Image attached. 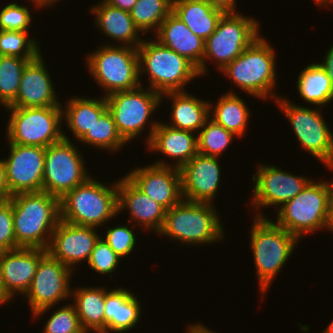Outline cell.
Here are the masks:
<instances>
[{
	"mask_svg": "<svg viewBox=\"0 0 333 333\" xmlns=\"http://www.w3.org/2000/svg\"><path fill=\"white\" fill-rule=\"evenodd\" d=\"M9 199L13 207L16 243L24 248L47 250L61 220L60 199L44 191L19 193Z\"/></svg>",
	"mask_w": 333,
	"mask_h": 333,
	"instance_id": "6da1fadb",
	"label": "cell"
},
{
	"mask_svg": "<svg viewBox=\"0 0 333 333\" xmlns=\"http://www.w3.org/2000/svg\"><path fill=\"white\" fill-rule=\"evenodd\" d=\"M114 184V185H113ZM103 185L89 177L60 199V219L74 225L98 227L118 215V182Z\"/></svg>",
	"mask_w": 333,
	"mask_h": 333,
	"instance_id": "7a4b0ae2",
	"label": "cell"
},
{
	"mask_svg": "<svg viewBox=\"0 0 333 333\" xmlns=\"http://www.w3.org/2000/svg\"><path fill=\"white\" fill-rule=\"evenodd\" d=\"M255 216L250 245L260 284L259 289L263 296L295 250V244L299 239L262 214Z\"/></svg>",
	"mask_w": 333,
	"mask_h": 333,
	"instance_id": "3957f363",
	"label": "cell"
},
{
	"mask_svg": "<svg viewBox=\"0 0 333 333\" xmlns=\"http://www.w3.org/2000/svg\"><path fill=\"white\" fill-rule=\"evenodd\" d=\"M137 50L139 74H149V89L160 95L183 92L185 84L200 76L192 62L158 41L143 40Z\"/></svg>",
	"mask_w": 333,
	"mask_h": 333,
	"instance_id": "277c9868",
	"label": "cell"
},
{
	"mask_svg": "<svg viewBox=\"0 0 333 333\" xmlns=\"http://www.w3.org/2000/svg\"><path fill=\"white\" fill-rule=\"evenodd\" d=\"M213 204L182 200L166 210L163 226L158 233L187 245L211 244L223 239L224 227Z\"/></svg>",
	"mask_w": 333,
	"mask_h": 333,
	"instance_id": "5b68a950",
	"label": "cell"
},
{
	"mask_svg": "<svg viewBox=\"0 0 333 333\" xmlns=\"http://www.w3.org/2000/svg\"><path fill=\"white\" fill-rule=\"evenodd\" d=\"M271 47L262 36L258 37L221 72L246 93L263 100L269 96L276 100L279 96L271 91L276 84V55Z\"/></svg>",
	"mask_w": 333,
	"mask_h": 333,
	"instance_id": "8992f818",
	"label": "cell"
},
{
	"mask_svg": "<svg viewBox=\"0 0 333 333\" xmlns=\"http://www.w3.org/2000/svg\"><path fill=\"white\" fill-rule=\"evenodd\" d=\"M329 206V182L311 180L297 196L278 209L275 223L300 239L317 229H328Z\"/></svg>",
	"mask_w": 333,
	"mask_h": 333,
	"instance_id": "52a82bcc",
	"label": "cell"
},
{
	"mask_svg": "<svg viewBox=\"0 0 333 333\" xmlns=\"http://www.w3.org/2000/svg\"><path fill=\"white\" fill-rule=\"evenodd\" d=\"M87 64L90 74L106 91V96L141 85L137 48L106 44L89 54Z\"/></svg>",
	"mask_w": 333,
	"mask_h": 333,
	"instance_id": "ba28073f",
	"label": "cell"
},
{
	"mask_svg": "<svg viewBox=\"0 0 333 333\" xmlns=\"http://www.w3.org/2000/svg\"><path fill=\"white\" fill-rule=\"evenodd\" d=\"M256 20L236 13H224L215 31L205 40V52L199 74H206V61H217L218 69H224L260 37ZM208 59V60H207Z\"/></svg>",
	"mask_w": 333,
	"mask_h": 333,
	"instance_id": "9c48e42d",
	"label": "cell"
},
{
	"mask_svg": "<svg viewBox=\"0 0 333 333\" xmlns=\"http://www.w3.org/2000/svg\"><path fill=\"white\" fill-rule=\"evenodd\" d=\"M61 107H6L11 115L6 128L8 142L46 148L61 141Z\"/></svg>",
	"mask_w": 333,
	"mask_h": 333,
	"instance_id": "30bf717a",
	"label": "cell"
},
{
	"mask_svg": "<svg viewBox=\"0 0 333 333\" xmlns=\"http://www.w3.org/2000/svg\"><path fill=\"white\" fill-rule=\"evenodd\" d=\"M63 139L45 150L43 191L61 199L89 177L80 150L63 132Z\"/></svg>",
	"mask_w": 333,
	"mask_h": 333,
	"instance_id": "8fae6325",
	"label": "cell"
},
{
	"mask_svg": "<svg viewBox=\"0 0 333 333\" xmlns=\"http://www.w3.org/2000/svg\"><path fill=\"white\" fill-rule=\"evenodd\" d=\"M276 101L290 121L301 147L333 169V133L322 117L321 108L298 106L283 97Z\"/></svg>",
	"mask_w": 333,
	"mask_h": 333,
	"instance_id": "7c38bea8",
	"label": "cell"
},
{
	"mask_svg": "<svg viewBox=\"0 0 333 333\" xmlns=\"http://www.w3.org/2000/svg\"><path fill=\"white\" fill-rule=\"evenodd\" d=\"M105 99L119 134L129 142L142 134L148 118L160 106L163 97L152 89L144 90L141 84L133 90L108 94Z\"/></svg>",
	"mask_w": 333,
	"mask_h": 333,
	"instance_id": "4fadbf2b",
	"label": "cell"
},
{
	"mask_svg": "<svg viewBox=\"0 0 333 333\" xmlns=\"http://www.w3.org/2000/svg\"><path fill=\"white\" fill-rule=\"evenodd\" d=\"M72 271L48 252L40 259L35 276L24 295L28 298L33 317L39 318L59 301L71 296Z\"/></svg>",
	"mask_w": 333,
	"mask_h": 333,
	"instance_id": "5bb4252c",
	"label": "cell"
},
{
	"mask_svg": "<svg viewBox=\"0 0 333 333\" xmlns=\"http://www.w3.org/2000/svg\"><path fill=\"white\" fill-rule=\"evenodd\" d=\"M10 154L4 161L10 196L43 191L45 147L10 143Z\"/></svg>",
	"mask_w": 333,
	"mask_h": 333,
	"instance_id": "9a60e30c",
	"label": "cell"
},
{
	"mask_svg": "<svg viewBox=\"0 0 333 333\" xmlns=\"http://www.w3.org/2000/svg\"><path fill=\"white\" fill-rule=\"evenodd\" d=\"M257 173L252 175L255 182L251 205L258 208L280 205L297 196L312 180L289 174L281 168L259 165ZM253 203V204H252Z\"/></svg>",
	"mask_w": 333,
	"mask_h": 333,
	"instance_id": "2e32d148",
	"label": "cell"
},
{
	"mask_svg": "<svg viewBox=\"0 0 333 333\" xmlns=\"http://www.w3.org/2000/svg\"><path fill=\"white\" fill-rule=\"evenodd\" d=\"M46 253L42 248L24 247L0 252V295L6 303L17 292L25 295Z\"/></svg>",
	"mask_w": 333,
	"mask_h": 333,
	"instance_id": "e0dca14e",
	"label": "cell"
},
{
	"mask_svg": "<svg viewBox=\"0 0 333 333\" xmlns=\"http://www.w3.org/2000/svg\"><path fill=\"white\" fill-rule=\"evenodd\" d=\"M126 177L166 210L183 200L179 168L151 164L132 170Z\"/></svg>",
	"mask_w": 333,
	"mask_h": 333,
	"instance_id": "ac0fdd59",
	"label": "cell"
},
{
	"mask_svg": "<svg viewBox=\"0 0 333 333\" xmlns=\"http://www.w3.org/2000/svg\"><path fill=\"white\" fill-rule=\"evenodd\" d=\"M95 227L74 225L62 220L52 233L47 252L73 270L83 260L89 261L99 235Z\"/></svg>",
	"mask_w": 333,
	"mask_h": 333,
	"instance_id": "d6986e66",
	"label": "cell"
},
{
	"mask_svg": "<svg viewBox=\"0 0 333 333\" xmlns=\"http://www.w3.org/2000/svg\"><path fill=\"white\" fill-rule=\"evenodd\" d=\"M218 157L196 154L180 168L183 200L211 203L219 189Z\"/></svg>",
	"mask_w": 333,
	"mask_h": 333,
	"instance_id": "ffe728a7",
	"label": "cell"
},
{
	"mask_svg": "<svg viewBox=\"0 0 333 333\" xmlns=\"http://www.w3.org/2000/svg\"><path fill=\"white\" fill-rule=\"evenodd\" d=\"M149 132V136L146 138L148 149L159 151L167 157L176 159V165H171L163 160L156 161L154 165L174 166L180 169L198 154L197 136L191 131L176 129L167 123L157 121L152 122Z\"/></svg>",
	"mask_w": 333,
	"mask_h": 333,
	"instance_id": "44dd1931",
	"label": "cell"
},
{
	"mask_svg": "<svg viewBox=\"0 0 333 333\" xmlns=\"http://www.w3.org/2000/svg\"><path fill=\"white\" fill-rule=\"evenodd\" d=\"M47 70L41 54L31 60L23 70L16 99L8 107L62 106Z\"/></svg>",
	"mask_w": 333,
	"mask_h": 333,
	"instance_id": "7402d4cb",
	"label": "cell"
},
{
	"mask_svg": "<svg viewBox=\"0 0 333 333\" xmlns=\"http://www.w3.org/2000/svg\"><path fill=\"white\" fill-rule=\"evenodd\" d=\"M128 209L137 224L158 233L164 223L166 209L140 191L126 176L118 181V213Z\"/></svg>",
	"mask_w": 333,
	"mask_h": 333,
	"instance_id": "603a6c76",
	"label": "cell"
},
{
	"mask_svg": "<svg viewBox=\"0 0 333 333\" xmlns=\"http://www.w3.org/2000/svg\"><path fill=\"white\" fill-rule=\"evenodd\" d=\"M158 42L187 58L197 68L203 61L205 40L195 35L185 23L171 12L157 30Z\"/></svg>",
	"mask_w": 333,
	"mask_h": 333,
	"instance_id": "cb8c5ba5",
	"label": "cell"
},
{
	"mask_svg": "<svg viewBox=\"0 0 333 333\" xmlns=\"http://www.w3.org/2000/svg\"><path fill=\"white\" fill-rule=\"evenodd\" d=\"M105 289V333L126 332L140 320L141 306L137 297L128 289Z\"/></svg>",
	"mask_w": 333,
	"mask_h": 333,
	"instance_id": "d4e9b609",
	"label": "cell"
},
{
	"mask_svg": "<svg viewBox=\"0 0 333 333\" xmlns=\"http://www.w3.org/2000/svg\"><path fill=\"white\" fill-rule=\"evenodd\" d=\"M91 10L96 16L95 23L108 37L123 43V46L134 48L143 42L138 36V33L142 32L135 26L130 12L115 8L104 0L93 5Z\"/></svg>",
	"mask_w": 333,
	"mask_h": 333,
	"instance_id": "484cf974",
	"label": "cell"
},
{
	"mask_svg": "<svg viewBox=\"0 0 333 333\" xmlns=\"http://www.w3.org/2000/svg\"><path fill=\"white\" fill-rule=\"evenodd\" d=\"M172 12L197 36L206 40L224 14L207 0H173Z\"/></svg>",
	"mask_w": 333,
	"mask_h": 333,
	"instance_id": "4316f807",
	"label": "cell"
},
{
	"mask_svg": "<svg viewBox=\"0 0 333 333\" xmlns=\"http://www.w3.org/2000/svg\"><path fill=\"white\" fill-rule=\"evenodd\" d=\"M166 96L172 99V123L167 124L173 128L188 130L191 132L199 131L209 118L210 102L200 100L187 92H169Z\"/></svg>",
	"mask_w": 333,
	"mask_h": 333,
	"instance_id": "83f0119b",
	"label": "cell"
},
{
	"mask_svg": "<svg viewBox=\"0 0 333 333\" xmlns=\"http://www.w3.org/2000/svg\"><path fill=\"white\" fill-rule=\"evenodd\" d=\"M107 109L105 96L100 99L73 97L62 109V118L66 119L75 138L80 140Z\"/></svg>",
	"mask_w": 333,
	"mask_h": 333,
	"instance_id": "f1b7e54d",
	"label": "cell"
},
{
	"mask_svg": "<svg viewBox=\"0 0 333 333\" xmlns=\"http://www.w3.org/2000/svg\"><path fill=\"white\" fill-rule=\"evenodd\" d=\"M74 307L81 325L88 333H105V289L80 287L74 292Z\"/></svg>",
	"mask_w": 333,
	"mask_h": 333,
	"instance_id": "f546056e",
	"label": "cell"
},
{
	"mask_svg": "<svg viewBox=\"0 0 333 333\" xmlns=\"http://www.w3.org/2000/svg\"><path fill=\"white\" fill-rule=\"evenodd\" d=\"M209 107V113H212L209 117H211L212 120L223 126L229 132H232L235 136L243 137L250 113L247 105L240 97L233 91L227 92L220 97L217 105L213 106L210 102ZM212 107H215L214 110Z\"/></svg>",
	"mask_w": 333,
	"mask_h": 333,
	"instance_id": "4dcf8cb0",
	"label": "cell"
},
{
	"mask_svg": "<svg viewBox=\"0 0 333 333\" xmlns=\"http://www.w3.org/2000/svg\"><path fill=\"white\" fill-rule=\"evenodd\" d=\"M297 79L298 93L306 102L322 107L333 100L330 79L319 63L306 66Z\"/></svg>",
	"mask_w": 333,
	"mask_h": 333,
	"instance_id": "1f68e13d",
	"label": "cell"
},
{
	"mask_svg": "<svg viewBox=\"0 0 333 333\" xmlns=\"http://www.w3.org/2000/svg\"><path fill=\"white\" fill-rule=\"evenodd\" d=\"M35 58L0 56V104L8 107L17 96L26 65Z\"/></svg>",
	"mask_w": 333,
	"mask_h": 333,
	"instance_id": "d6a6232c",
	"label": "cell"
},
{
	"mask_svg": "<svg viewBox=\"0 0 333 333\" xmlns=\"http://www.w3.org/2000/svg\"><path fill=\"white\" fill-rule=\"evenodd\" d=\"M173 0H138L130 11L135 26L143 34L151 28L155 32L172 12Z\"/></svg>",
	"mask_w": 333,
	"mask_h": 333,
	"instance_id": "836d02e7",
	"label": "cell"
},
{
	"mask_svg": "<svg viewBox=\"0 0 333 333\" xmlns=\"http://www.w3.org/2000/svg\"><path fill=\"white\" fill-rule=\"evenodd\" d=\"M79 141L111 152H116L127 143L119 134L114 118L108 109Z\"/></svg>",
	"mask_w": 333,
	"mask_h": 333,
	"instance_id": "e575fe53",
	"label": "cell"
},
{
	"mask_svg": "<svg viewBox=\"0 0 333 333\" xmlns=\"http://www.w3.org/2000/svg\"><path fill=\"white\" fill-rule=\"evenodd\" d=\"M197 135L198 153L205 156L219 157L230 145L235 135L217 124L210 117Z\"/></svg>",
	"mask_w": 333,
	"mask_h": 333,
	"instance_id": "d590c367",
	"label": "cell"
},
{
	"mask_svg": "<svg viewBox=\"0 0 333 333\" xmlns=\"http://www.w3.org/2000/svg\"><path fill=\"white\" fill-rule=\"evenodd\" d=\"M27 34V31L0 30V56L37 58L41 48Z\"/></svg>",
	"mask_w": 333,
	"mask_h": 333,
	"instance_id": "8d00e7d4",
	"label": "cell"
},
{
	"mask_svg": "<svg viewBox=\"0 0 333 333\" xmlns=\"http://www.w3.org/2000/svg\"><path fill=\"white\" fill-rule=\"evenodd\" d=\"M43 333H87L72 304L60 307L50 316Z\"/></svg>",
	"mask_w": 333,
	"mask_h": 333,
	"instance_id": "74e56055",
	"label": "cell"
},
{
	"mask_svg": "<svg viewBox=\"0 0 333 333\" xmlns=\"http://www.w3.org/2000/svg\"><path fill=\"white\" fill-rule=\"evenodd\" d=\"M120 259L121 257L115 253L108 243L102 237H99L87 263L93 271L103 275L109 274V277L112 278L111 274L116 271Z\"/></svg>",
	"mask_w": 333,
	"mask_h": 333,
	"instance_id": "f35d334b",
	"label": "cell"
},
{
	"mask_svg": "<svg viewBox=\"0 0 333 333\" xmlns=\"http://www.w3.org/2000/svg\"><path fill=\"white\" fill-rule=\"evenodd\" d=\"M31 20L29 7L10 3L0 11V30L27 31Z\"/></svg>",
	"mask_w": 333,
	"mask_h": 333,
	"instance_id": "ab89813d",
	"label": "cell"
},
{
	"mask_svg": "<svg viewBox=\"0 0 333 333\" xmlns=\"http://www.w3.org/2000/svg\"><path fill=\"white\" fill-rule=\"evenodd\" d=\"M105 241L121 258L126 257L134 250L136 237L133 230L126 225L107 228Z\"/></svg>",
	"mask_w": 333,
	"mask_h": 333,
	"instance_id": "60d3db41",
	"label": "cell"
},
{
	"mask_svg": "<svg viewBox=\"0 0 333 333\" xmlns=\"http://www.w3.org/2000/svg\"><path fill=\"white\" fill-rule=\"evenodd\" d=\"M21 248L16 243L13 227V207L10 199L0 202V252Z\"/></svg>",
	"mask_w": 333,
	"mask_h": 333,
	"instance_id": "b9f144b4",
	"label": "cell"
},
{
	"mask_svg": "<svg viewBox=\"0 0 333 333\" xmlns=\"http://www.w3.org/2000/svg\"><path fill=\"white\" fill-rule=\"evenodd\" d=\"M207 2L212 7L222 10L224 13H236V0H207Z\"/></svg>",
	"mask_w": 333,
	"mask_h": 333,
	"instance_id": "7bdbcfd3",
	"label": "cell"
},
{
	"mask_svg": "<svg viewBox=\"0 0 333 333\" xmlns=\"http://www.w3.org/2000/svg\"><path fill=\"white\" fill-rule=\"evenodd\" d=\"M10 197L11 196L6 183L5 164L2 159L0 160V202L8 200Z\"/></svg>",
	"mask_w": 333,
	"mask_h": 333,
	"instance_id": "ee69618b",
	"label": "cell"
},
{
	"mask_svg": "<svg viewBox=\"0 0 333 333\" xmlns=\"http://www.w3.org/2000/svg\"><path fill=\"white\" fill-rule=\"evenodd\" d=\"M326 52L327 53L324 56L325 60L323 61V63H319V64L327 73V75L330 79L331 85L333 87V46H331V48Z\"/></svg>",
	"mask_w": 333,
	"mask_h": 333,
	"instance_id": "f6af8a7d",
	"label": "cell"
},
{
	"mask_svg": "<svg viewBox=\"0 0 333 333\" xmlns=\"http://www.w3.org/2000/svg\"><path fill=\"white\" fill-rule=\"evenodd\" d=\"M109 5L130 12L138 0H104Z\"/></svg>",
	"mask_w": 333,
	"mask_h": 333,
	"instance_id": "bcb514c9",
	"label": "cell"
},
{
	"mask_svg": "<svg viewBox=\"0 0 333 333\" xmlns=\"http://www.w3.org/2000/svg\"><path fill=\"white\" fill-rule=\"evenodd\" d=\"M330 185V206H329V222L328 230L333 231V180L329 181Z\"/></svg>",
	"mask_w": 333,
	"mask_h": 333,
	"instance_id": "7dc6e473",
	"label": "cell"
},
{
	"mask_svg": "<svg viewBox=\"0 0 333 333\" xmlns=\"http://www.w3.org/2000/svg\"><path fill=\"white\" fill-rule=\"evenodd\" d=\"M188 333H216L213 330H209L206 326L202 324H191L188 328Z\"/></svg>",
	"mask_w": 333,
	"mask_h": 333,
	"instance_id": "c3c4849f",
	"label": "cell"
},
{
	"mask_svg": "<svg viewBox=\"0 0 333 333\" xmlns=\"http://www.w3.org/2000/svg\"><path fill=\"white\" fill-rule=\"evenodd\" d=\"M30 1V0H29ZM31 3H34L37 8L45 7L52 4V6L59 0H31Z\"/></svg>",
	"mask_w": 333,
	"mask_h": 333,
	"instance_id": "681fc988",
	"label": "cell"
},
{
	"mask_svg": "<svg viewBox=\"0 0 333 333\" xmlns=\"http://www.w3.org/2000/svg\"><path fill=\"white\" fill-rule=\"evenodd\" d=\"M314 1H316V3H318L319 5H322L323 6V4H325V6L328 4H333V0H314Z\"/></svg>",
	"mask_w": 333,
	"mask_h": 333,
	"instance_id": "f907efd6",
	"label": "cell"
},
{
	"mask_svg": "<svg viewBox=\"0 0 333 333\" xmlns=\"http://www.w3.org/2000/svg\"><path fill=\"white\" fill-rule=\"evenodd\" d=\"M323 333H333V319L329 326L323 331Z\"/></svg>",
	"mask_w": 333,
	"mask_h": 333,
	"instance_id": "816d5d0a",
	"label": "cell"
},
{
	"mask_svg": "<svg viewBox=\"0 0 333 333\" xmlns=\"http://www.w3.org/2000/svg\"><path fill=\"white\" fill-rule=\"evenodd\" d=\"M4 303H6V302H5V300L2 298V296L0 295V304L2 305V304H4Z\"/></svg>",
	"mask_w": 333,
	"mask_h": 333,
	"instance_id": "f5cc1de1",
	"label": "cell"
}]
</instances>
